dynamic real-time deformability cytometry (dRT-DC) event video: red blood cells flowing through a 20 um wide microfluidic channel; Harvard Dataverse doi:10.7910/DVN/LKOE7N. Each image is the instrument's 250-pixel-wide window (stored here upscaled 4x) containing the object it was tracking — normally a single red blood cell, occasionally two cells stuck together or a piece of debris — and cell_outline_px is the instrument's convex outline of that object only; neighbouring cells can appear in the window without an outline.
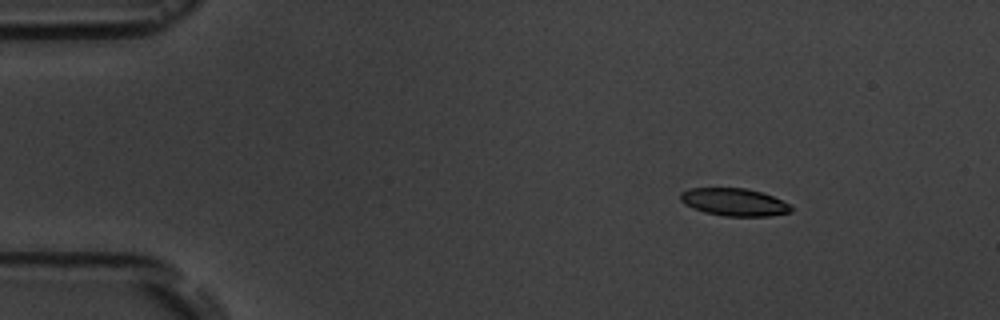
{"species": "common noctule bat (a hibernating species)", "species_latin": "Nyctalus noctula", "temperature_condition": "room temperature", "stored_images_in_passage": 9, "camera_frame_rate_fps": 3000, "um_per_image_px": 0.085, "animal": {"sex": "male", "body_mass_g": 19.5, "forearm_length_mm": 54.6}, "frame": {"image": 1, "passage_image": 1, "time_ms": 0.0, "image_size_px": [1000, 320], "cell_outline_px": [[792, 212], [768, 216], [724, 216], [704, 212], [692, 208], [684, 204], [680, 200], [680, 192], [688, 188], [744, 188], [760, 192], [772, 196], [788, 204], [792, 208]], "centroid_in_image_um": [62.35, 17.18], "position_along_channel_um": 22.7, "area_um2": 17.74}}
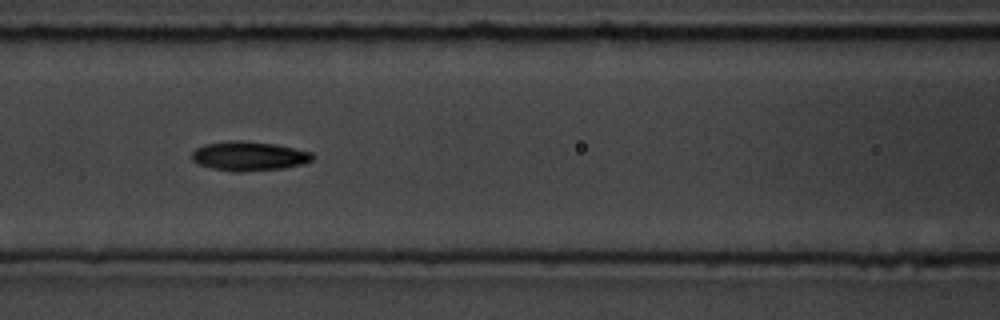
{"frame": {"image": 2, "passage_image": 6, "time_ms": 5.667, "image_size_px": [1000, 320], "cell_outline_px": [[312, 160], [304, 164], [284, 168], [240, 172], [236, 172], [212, 168], [200, 164], [192, 160], [192, 152], [196, 148], [204, 144], [228, 140], [244, 140], [276, 144], [312, 152]], "centroid_in_image_um": [21.16, 13.26], "position_along_channel_um": 145.4, "area_um2": 20.69}}
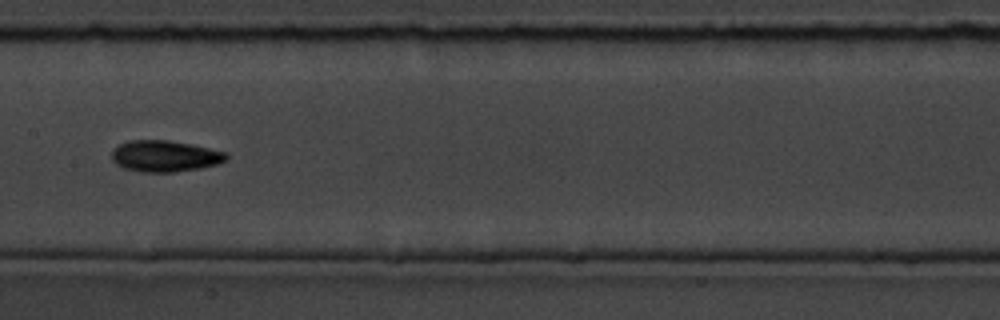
{"frame": {"image": 3, "passage_image": 7, "time_ms": 7.0, "image_size_px": [1000, 320], "cell_outline_px": [[228, 160], [220, 164], [200, 168], [176, 172], [140, 172], [124, 168], [116, 164], [112, 160], [112, 148], [128, 140], [168, 140], [228, 152]], "centroid_in_image_um": [14.02, 13.28], "position_along_channel_um": 193.4, "area_um2": 21.1}}